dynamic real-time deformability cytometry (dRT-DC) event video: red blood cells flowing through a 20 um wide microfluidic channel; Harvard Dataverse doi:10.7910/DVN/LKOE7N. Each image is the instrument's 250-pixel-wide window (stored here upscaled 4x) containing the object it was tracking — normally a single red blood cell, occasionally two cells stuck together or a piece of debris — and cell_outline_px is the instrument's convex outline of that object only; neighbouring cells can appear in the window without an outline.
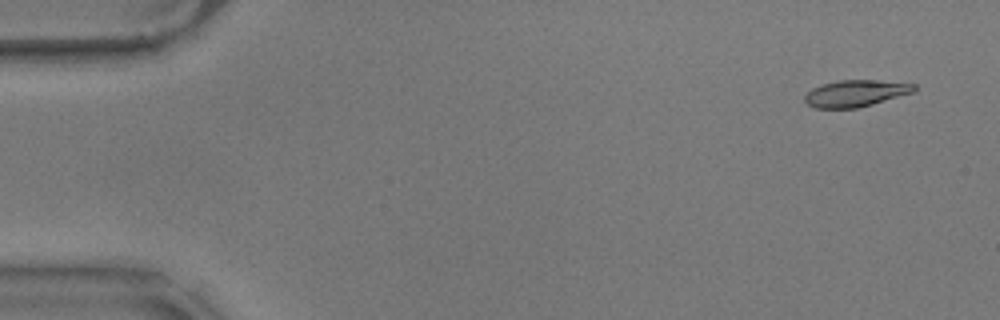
{"species": "common noctule bat (a hibernating species)", "species_latin": "Nyctalus noctula", "temperature_condition": "warm", "stored_images_in_passage": 58, "camera_frame_rate_fps": 3000, "um_per_image_px": 0.085, "animal": {"sex": "male", "body_mass_g": 17.9}, "frame": {"image": 1, "passage_image": 4, "time_ms": 1.0, "image_size_px": [1000, 320], "cell_outline_px": [[916, 88], [912, 92], [872, 104], [856, 108], [816, 108], [808, 104], [804, 100], [804, 96], [812, 88], [820, 84], [840, 80], [880, 80], [916, 84]], "centroid_in_image_um": [72.7, 7.92], "position_along_channel_um": 12.3, "area_um2": 16.88}}
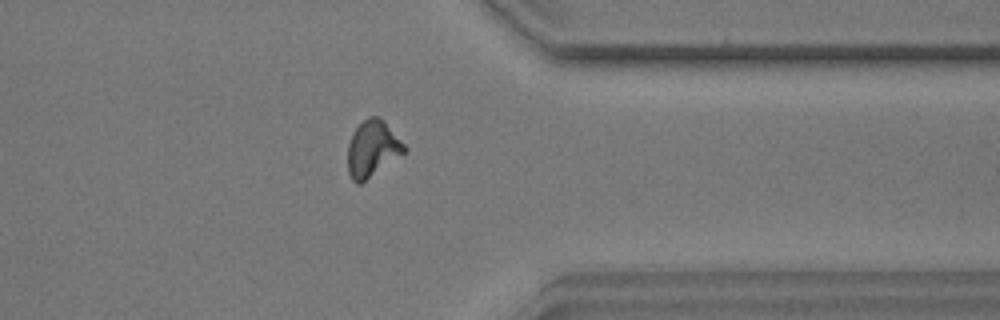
{"frame": {"image": 2, "passage_image": 46, "time_ms": 15.0, "image_size_px": [1000, 320], "cell_outline_px": [[408, 148], [404, 152], [360, 184], [356, 184], [352, 180], [348, 172], [348, 144], [352, 132], [368, 116], [376, 116], [384, 120]], "centroid_in_image_um": [31.64, 12.62], "position_along_channel_um": 379.8, "area_um2": 18.32}}
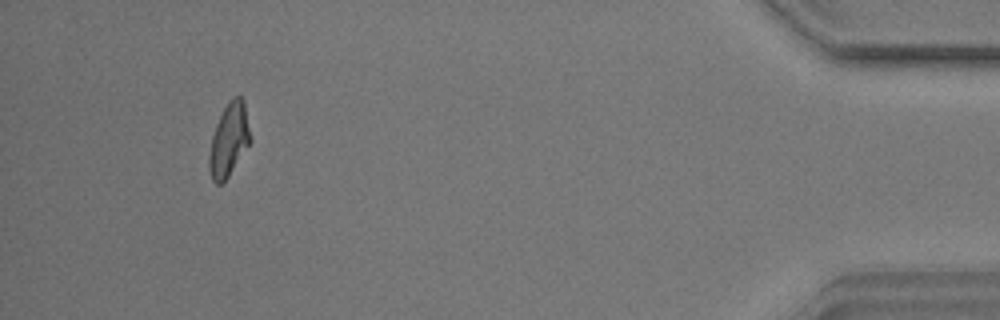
{"frame": {"image": 3, "passage_image": 54, "time_ms": 17.667, "image_size_px": [1000, 320], "cell_outline_px": [[252, 140], [228, 176], [220, 184], [216, 184], [212, 180], [208, 168], [208, 156], [212, 136], [216, 124], [228, 100], [232, 96], [240, 96], [244, 100]], "centroid_in_image_um": [19.46, 11.87], "position_along_channel_um": 415.7, "area_um2": 17.57}, "authors_computed_cell_mechanics": {"area_um2": 17.4556, "velocity_mm_per_s": 3.5456, "shape_relaxation_time_tau1_ms": 4.9821, "shape_relaxation_time_tau2_ms": 3.7739, "deformation_change_tau1": 0.1832, "deformation_change_tau2": 0.1087}}